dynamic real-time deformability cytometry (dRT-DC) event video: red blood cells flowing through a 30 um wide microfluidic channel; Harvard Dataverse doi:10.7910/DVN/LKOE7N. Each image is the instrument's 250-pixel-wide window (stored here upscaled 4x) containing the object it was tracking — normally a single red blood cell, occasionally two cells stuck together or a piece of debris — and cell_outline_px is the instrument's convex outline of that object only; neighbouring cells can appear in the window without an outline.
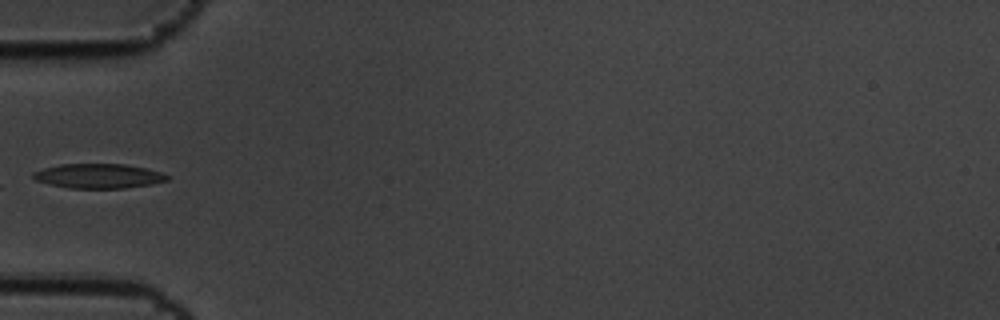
{"species": "common noctule bat (a hibernating species)", "species_latin": "Nyctalus noctula", "temperature_condition": "cold", "stored_images_in_passage": 15, "camera_frame_rate_fps": 3000, "um_per_image_px": 0.085, "animal": {"sex": "male", "body_mass_g": 19.5, "forearm_length_mm": 54.6}, "frame": {"image": 1, "passage_image": 5, "time_ms": 1.333, "image_size_px": [1000, 320], "cell_outline_px": [[172, 176], [168, 180], [152, 184], [124, 188], [68, 188], [36, 180], [32, 176], [32, 172], [44, 168], [60, 164], [124, 164], [148, 168]], "centroid_in_image_um": [8.42, 14.95], "position_along_channel_um": 76.6, "area_um2": 19.19}}
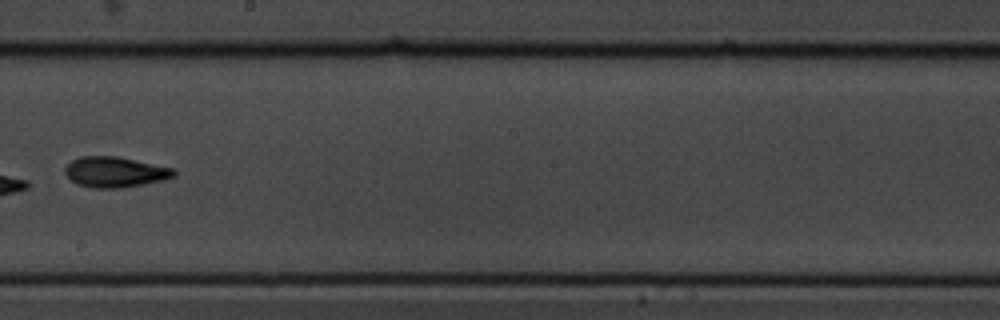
{"frame": {"image": 2, "passage_image": 9, "time_ms": 2.667, "image_size_px": [1000, 320], "cell_outline_px": [[176, 176], [164, 180], [124, 188], [92, 188], [76, 184], [64, 172], [64, 168], [72, 160], [80, 156], [116, 156], [176, 168]], "centroid_in_image_um": [9.81, 14.62], "position_along_channel_um": 238.4, "area_um2": 19.59}}
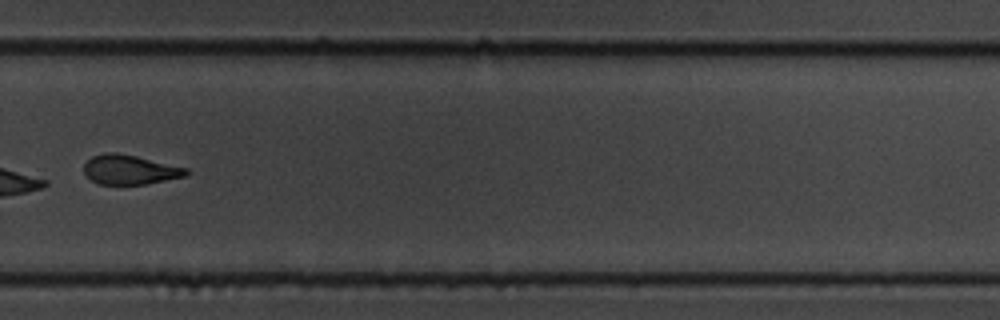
{"frame": {"image": 3, "passage_image": 11, "time_ms": 3.333, "image_size_px": [1000, 320], "cell_outline_px": [[192, 172], [184, 176], [144, 184], [100, 184], [92, 180], [84, 172], [84, 164], [92, 156], [104, 152], [116, 152], [136, 156], [188, 168]], "centroid_in_image_um": [11.04, 14.41], "position_along_channel_um": 318.8, "area_um2": 17.46}}